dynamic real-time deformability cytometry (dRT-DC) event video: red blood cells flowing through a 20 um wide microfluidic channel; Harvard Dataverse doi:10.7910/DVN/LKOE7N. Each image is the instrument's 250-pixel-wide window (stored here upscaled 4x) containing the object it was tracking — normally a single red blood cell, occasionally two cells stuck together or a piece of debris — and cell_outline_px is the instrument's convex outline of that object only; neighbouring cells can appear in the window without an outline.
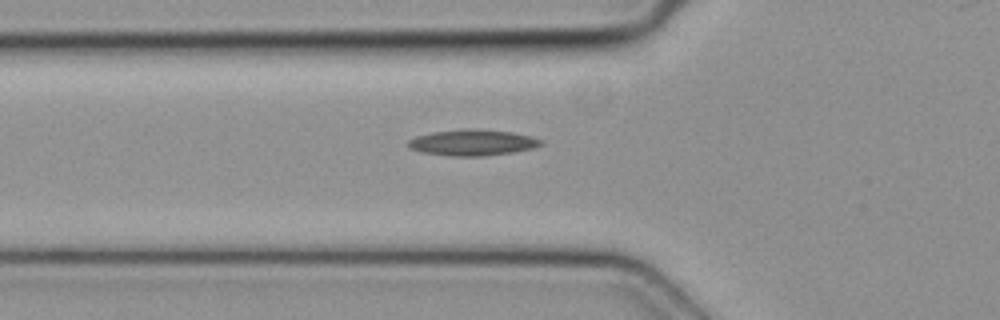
{"species": "common noctule bat (a hibernating species)", "species_latin": "Nyctalus noctula", "temperature_condition": "cold", "stored_images_in_passage": 7, "camera_frame_rate_fps": 3000, "um_per_image_px": 0.085, "animal": {"sex": "female", "body_mass_g": 19.3, "forearm_length_mm": 54.1}, "frame": {"image": 1, "passage_image": 3, "time_ms": 0.667, "image_size_px": [1000, 320], "cell_outline_px": [[544, 144], [532, 148], [512, 152], [484, 156], [448, 156], [420, 152], [408, 148], [408, 140], [416, 136], [432, 132], [468, 128], [472, 128], [512, 132], [532, 136], [544, 140]], "centroid_in_image_um": [40.16, 12.11], "position_along_channel_um": 85.6, "area_um2": 20.35}}